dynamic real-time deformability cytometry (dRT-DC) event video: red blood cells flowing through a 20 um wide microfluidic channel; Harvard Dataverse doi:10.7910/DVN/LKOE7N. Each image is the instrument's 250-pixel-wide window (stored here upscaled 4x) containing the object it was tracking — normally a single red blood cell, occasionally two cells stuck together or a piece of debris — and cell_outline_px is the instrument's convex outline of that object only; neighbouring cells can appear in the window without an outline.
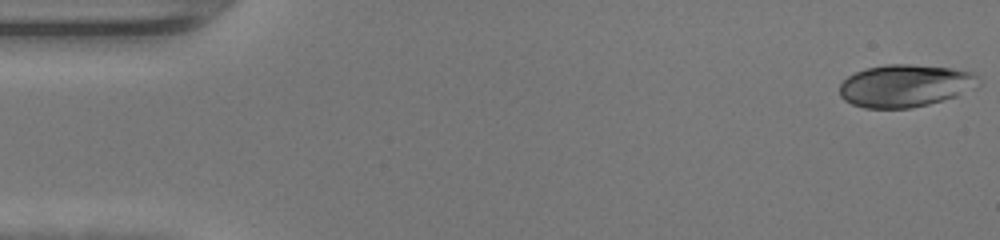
{"species": "human", "species_latin": "Homo sapiens", "temperature_condition": "warm", "stored_images_in_passage": 47, "camera_frame_rate_fps": 3000, "um_per_image_px": 0.085, "donor": {"sex": "female"}, "frame": {"image": 1, "passage_image": 1, "time_ms": 0.0, "image_size_px": [1000, 240], "cell_outline_px": [[980, 84], [976, 88], [956, 96], [928, 104], [912, 108], [864, 108], [852, 104], [844, 100], [840, 96], [840, 84], [848, 76], [856, 72], [868, 68], [884, 64], [912, 64], [948, 68], [972, 72], [980, 80]], "centroid_in_image_um": [76.94, 7.29], "position_along_channel_um": 8.1, "area_um2": 34.39}}
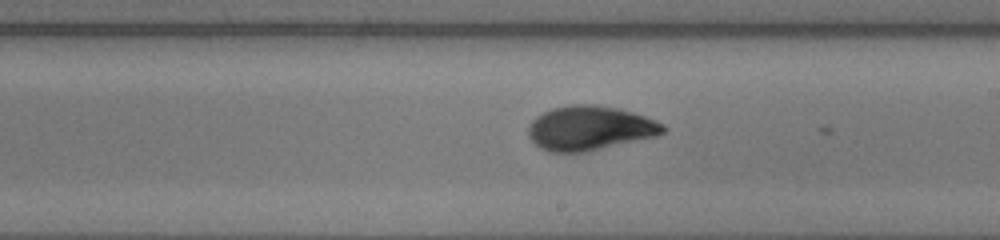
{"frame": {"image": 2, "passage_image": 27, "time_ms": 8.667, "image_size_px": [1000, 240], "cell_outline_px": [[664, 132], [656, 136], [584, 152], [548, 152], [540, 148], [528, 136], [528, 128], [532, 120], [536, 116], [552, 108], [572, 104], [596, 104], [616, 108], [632, 112], [644, 116], [664, 124]], "centroid_in_image_um": [50.1, 10.88], "position_along_channel_um": 238.9, "area_um2": 34.62}}
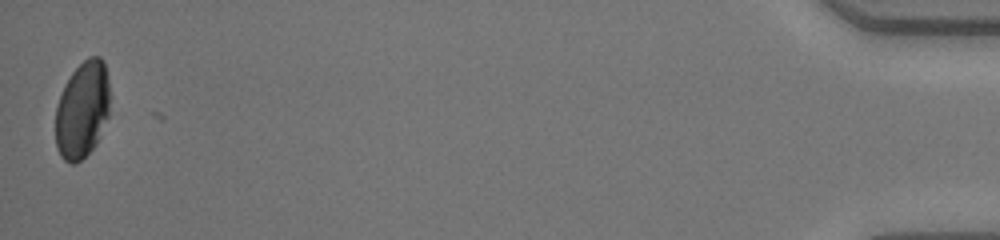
{"frame": {"image": 3, "passage_image": 47, "time_ms": 15.333, "image_size_px": [1000, 240], "cell_outline_px": [[108, 116], [96, 144], [76, 164], [72, 164], [64, 160], [60, 156], [56, 148], [56, 108], [64, 84], [72, 72], [88, 56], [100, 56], [104, 60], [108, 80]], "centroid_in_image_um": [6.98, 9.33], "position_along_channel_um": 428.2, "area_um2": 30.58}, "authors_computed_cell_mechanics": {"area_um2": 33.6396, "velocity_mm_per_s": 4.3461, "shape_relaxation_time_tau1_ms": 3.5091, "shape_relaxation_time_tau2_ms": 1.2545, "deformation_change_tau1": 0.1746, "deformation_change_tau2": 0.033}}